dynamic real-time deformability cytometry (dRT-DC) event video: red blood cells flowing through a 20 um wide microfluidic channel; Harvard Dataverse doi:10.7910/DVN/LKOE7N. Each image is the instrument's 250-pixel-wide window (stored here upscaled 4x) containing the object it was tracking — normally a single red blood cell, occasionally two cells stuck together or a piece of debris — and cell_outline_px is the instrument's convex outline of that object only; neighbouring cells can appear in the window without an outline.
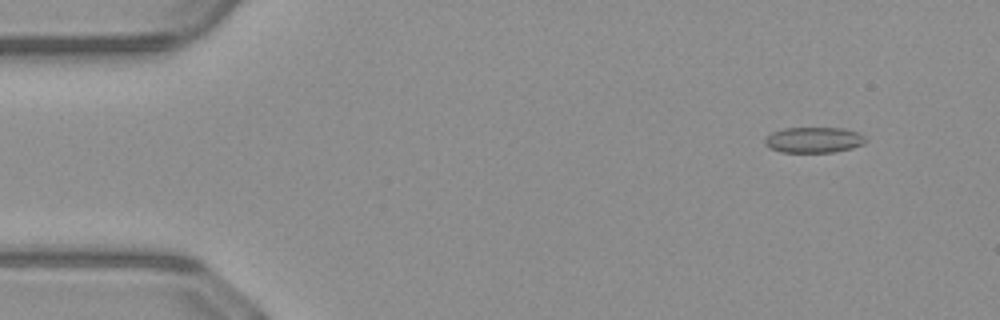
{"species": "common noctule bat (a hibernating species)", "species_latin": "Nyctalus noctula", "temperature_condition": "warm", "stored_images_in_passage": 51, "camera_frame_rate_fps": 3000, "um_per_image_px": 0.085, "animal": {"sex": "male", "body_mass_g": 23.1, "forearm_length_mm": 52.7}, "frame": {"image": 1, "passage_image": 5, "time_ms": 1.333, "image_size_px": [1000, 320], "cell_outline_px": [[868, 140], [864, 144], [852, 148], [832, 152], [780, 152], [768, 148], [764, 144], [764, 140], [772, 132], [784, 128], [844, 128], [860, 132]], "centroid_in_image_um": [69.19, 11.89], "position_along_channel_um": 15.8, "area_um2": 15.26}}
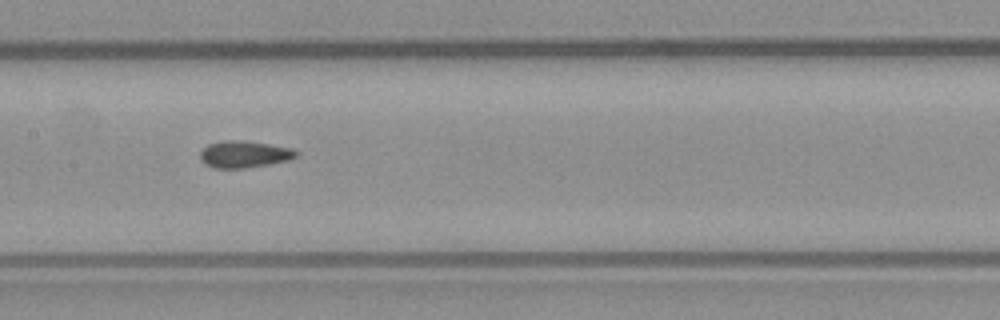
{"frame": {"image": 2, "passage_image": 25, "time_ms": 8.0, "image_size_px": [1000, 320], "cell_outline_px": [[300, 152], [296, 156], [288, 160], [268, 164], [244, 168], [216, 168], [200, 160], [200, 152], [208, 144], [224, 140], [244, 140], [292, 148]], "centroid_in_image_um": [20.77, 13.1], "position_along_channel_um": 186.6, "area_um2": 14.91}}
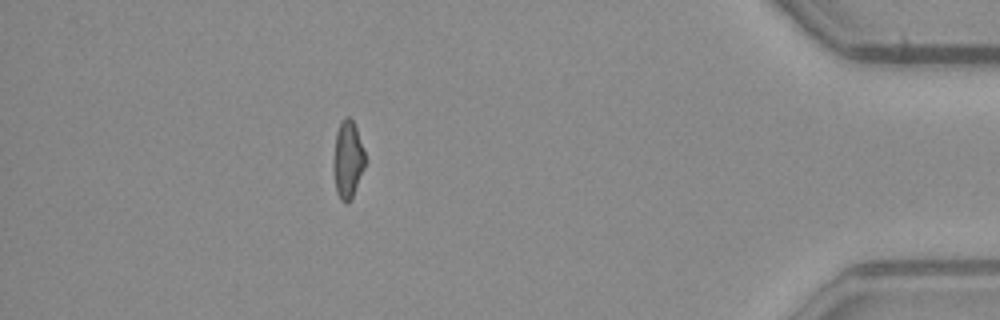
{"frame": {"image": 3, "passage_image": 45, "time_ms": 14.667, "image_size_px": [1000, 320], "cell_outline_px": [[364, 168], [352, 196], [348, 204], [344, 204], [340, 200], [336, 192], [332, 168], [332, 160], [336, 132], [344, 116], [348, 116], [352, 120], [356, 128], [364, 152]], "centroid_in_image_um": [29.51, 13.59], "position_along_channel_um": 405.7, "area_um2": 14.33}, "authors_computed_cell_mechanics": {"area_um2": 14.9702, "velocity_mm_per_s": 4.0952, "shape_relaxation_time_tau1_ms": null, "shape_relaxation_time_tau2_ms": 2.6205, "deformation_change_tau1": null, "deformation_change_tau2": 0.0868}}